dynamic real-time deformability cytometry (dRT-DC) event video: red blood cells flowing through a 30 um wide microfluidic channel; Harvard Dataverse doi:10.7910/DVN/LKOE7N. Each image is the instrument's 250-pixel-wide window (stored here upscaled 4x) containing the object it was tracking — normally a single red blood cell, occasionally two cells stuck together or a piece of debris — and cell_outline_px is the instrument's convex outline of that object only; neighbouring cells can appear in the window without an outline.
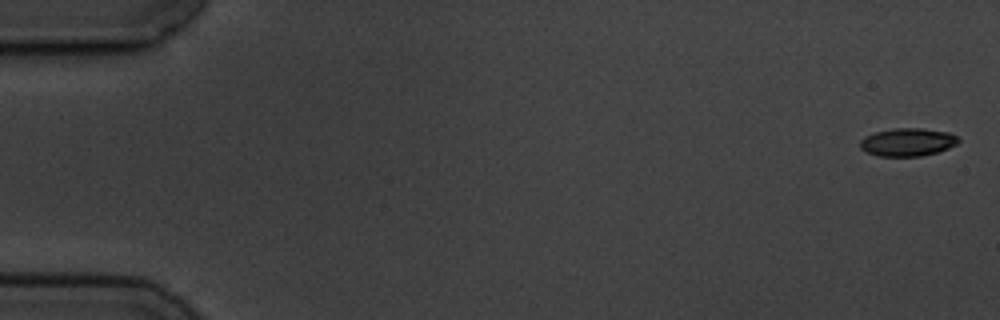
{"species": "common noctule bat (a hibernating species)", "species_latin": "Nyctalus noctula", "temperature_condition": "cold", "stored_images_in_passage": 7, "camera_frame_rate_fps": 3000, "um_per_image_px": 0.085, "animal": {"sex": "male", "body_mass_g": 19.5, "forearm_length_mm": 54.6}, "frame": {"image": 1, "passage_image": 1, "time_ms": 0.0, "image_size_px": [1000, 320], "cell_outline_px": [[960, 140], [956, 144], [948, 148], [936, 152], [920, 156], [876, 156], [860, 148], [860, 140], [864, 136], [876, 132], [892, 128], [920, 128], [948, 132], [956, 136]], "centroid_in_image_um": [77.12, 12.07], "position_along_channel_um": 7.9, "area_um2": 15.95}}
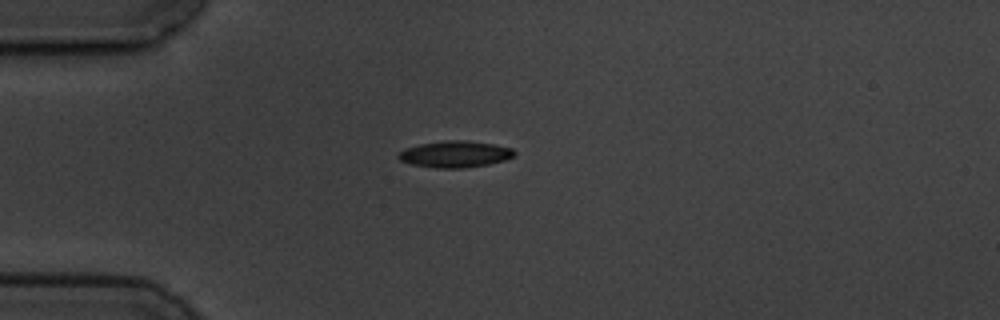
{"frame": {"image": 2, "passage_image": 5, "time_ms": 4.667, "image_size_px": [1000, 320], "cell_outline_px": [[516, 156], [504, 160], [488, 164], [464, 168], [436, 168], [412, 164], [400, 160], [396, 156], [404, 148], [420, 144], [444, 140], [468, 140], [492, 144], [512, 148], [516, 152]], "centroid_in_image_um": [38.69, 13.1], "position_along_channel_um": 46.3, "area_um2": 17.98}}
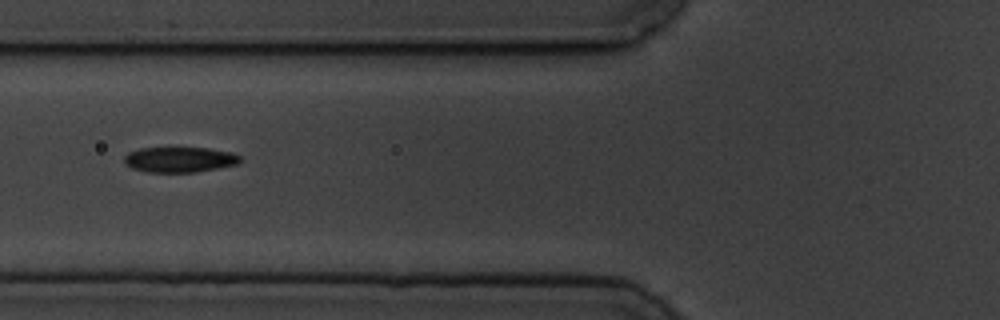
{"frame": {"image": 3, "passage_image": 7, "time_ms": 7.0, "image_size_px": [1000, 320], "cell_outline_px": [[240, 160], [236, 164], [196, 172], [148, 172], [132, 168], [124, 164], [124, 156], [128, 152], [140, 148], [208, 148], [232, 152], [240, 156]], "centroid_in_image_um": [15.23, 13.56], "position_along_channel_um": 110.6, "area_um2": 17.05}}